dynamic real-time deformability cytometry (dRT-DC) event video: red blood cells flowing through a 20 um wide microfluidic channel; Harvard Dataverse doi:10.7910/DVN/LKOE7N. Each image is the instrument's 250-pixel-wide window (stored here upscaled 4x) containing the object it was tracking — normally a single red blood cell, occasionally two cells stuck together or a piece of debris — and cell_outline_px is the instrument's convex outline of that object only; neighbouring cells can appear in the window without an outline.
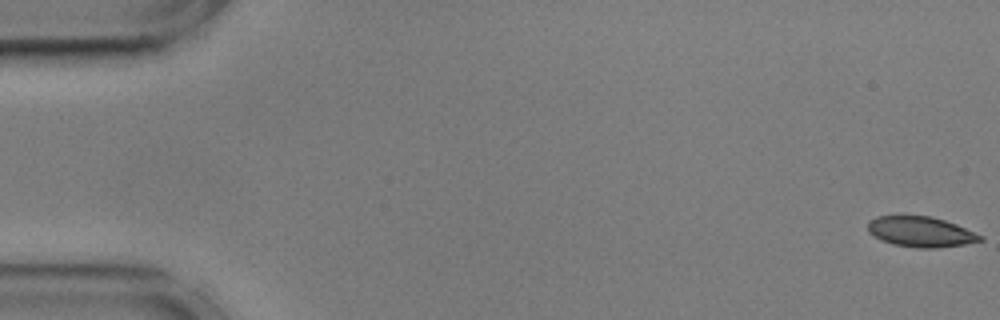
{"species": "common noctule bat (a hibernating species)", "species_latin": "Nyctalus noctula", "temperature_condition": "cold", "stored_images_in_passage": 56, "camera_frame_rate_fps": 3000, "um_per_image_px": 0.085, "animal": {"sex": "male", "body_mass_g": 17.9, "forearm_length_mm": 54.2}, "frame": {"image": 1, "passage_image": 1, "time_ms": 0.0, "image_size_px": [1000, 320], "cell_outline_px": [[984, 240], [964, 244], [936, 248], [916, 248], [892, 244], [868, 232], [868, 220], [876, 216], [896, 212], [900, 212], [932, 216], [956, 224], [984, 236]], "centroid_in_image_um": [78.21, 19.64], "position_along_channel_um": 6.8, "area_um2": 20.69}}
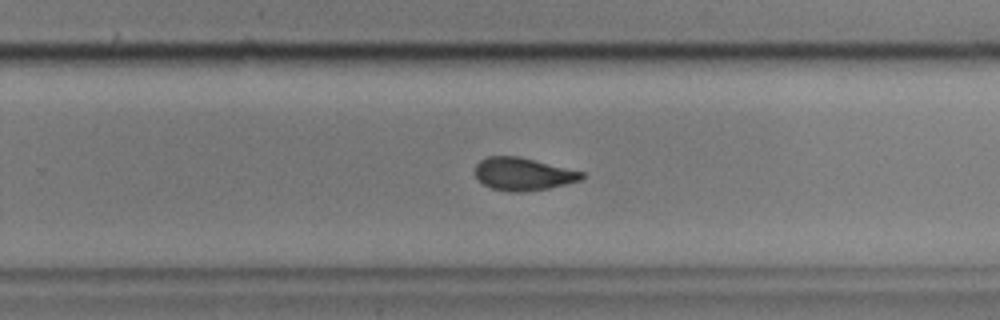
{"frame": {"image": 2, "passage_image": 36, "time_ms": 11.667, "image_size_px": [1000, 320], "cell_outline_px": [[584, 176], [580, 180], [548, 188], [524, 192], [508, 192], [492, 188], [484, 184], [476, 176], [476, 164], [480, 160], [488, 156], [520, 156], [584, 172]], "centroid_in_image_um": [44.46, 14.78], "position_along_channel_um": 285.3, "area_um2": 20.23}}
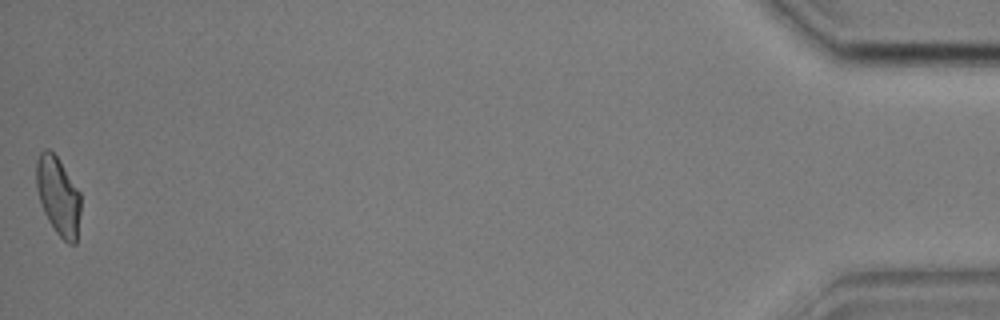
{"frame": {"image": 3, "passage_image": 56, "time_ms": 18.333, "image_size_px": [1000, 320], "cell_outline_px": [[80, 212], [76, 244], [68, 244], [56, 232], [48, 220], [44, 212], [36, 188], [36, 160], [40, 152], [44, 148], [48, 148], [56, 156], [80, 192]], "centroid_in_image_um": [4.94, 16.66], "position_along_channel_um": 430.3, "area_um2": 20.11}, "authors_computed_cell_mechanics": {"area_um2": 20.7502, "velocity_mm_per_s": 3.5823, "shape_relaxation_time_tau1_ms": 6.0649, "shape_relaxation_time_tau2_ms": 2.1124, "deformation_change_tau1": 0.1576, "deformation_change_tau2": 0.0552}}